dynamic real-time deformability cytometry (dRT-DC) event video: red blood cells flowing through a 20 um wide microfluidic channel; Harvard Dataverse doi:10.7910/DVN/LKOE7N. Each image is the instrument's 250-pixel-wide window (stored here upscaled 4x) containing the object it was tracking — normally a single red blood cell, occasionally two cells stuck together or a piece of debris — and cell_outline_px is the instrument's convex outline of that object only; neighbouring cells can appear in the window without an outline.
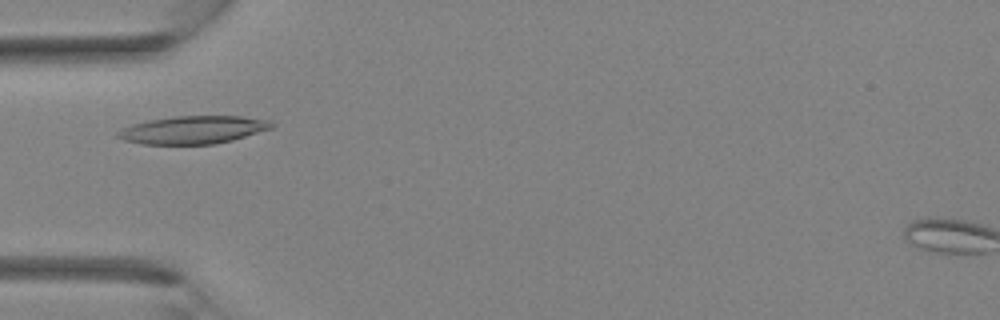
{"species": "Egyptian fruit bat (a non-hibernating species)", "species_latin": "Rousettus aegyptiacus", "temperature_condition": "room temperature", "stored_images_in_passage": 33, "camera_frame_rate_fps": 3000, "um_per_image_px": 0.085, "animal": {"sex": "female"}, "frame": {"image": 1, "passage_image": 9, "time_ms": 2.667, "image_size_px": [1000, 320], "cell_outline_px": [[276, 124], [272, 128], [232, 140], [212, 144], [140, 144], [124, 140], [116, 136], [116, 132], [120, 128], [132, 124], [148, 120], [176, 116], [240, 116], [272, 120]], "centroid_in_image_um": [16.4, 11.03], "position_along_channel_um": 68.6, "area_um2": 25.09}}
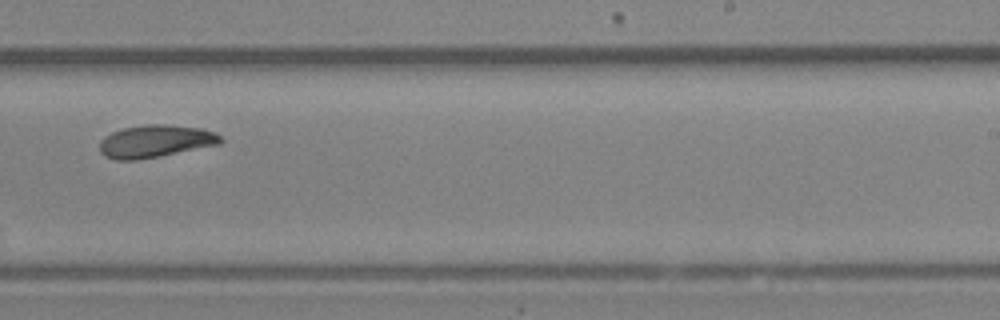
{"frame": {"image": 2, "passage_image": 20, "time_ms": 6.333, "image_size_px": [1000, 320], "cell_outline_px": [[224, 140], [220, 144], [160, 156], [136, 160], [116, 160], [104, 156], [100, 152], [100, 140], [104, 136], [112, 132], [124, 128], [148, 124], [164, 124], [200, 128], [216, 132]], "centroid_in_image_um": [13.2, 12.01], "position_along_channel_um": 275.8, "area_um2": 22.95}}
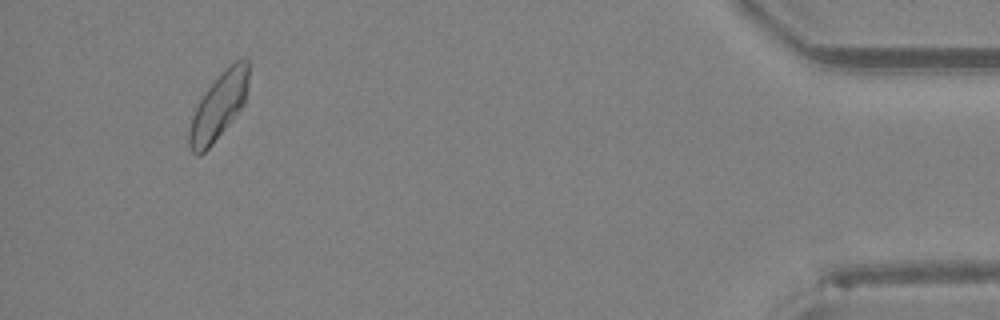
{"frame": {"image": 3, "passage_image": 31, "time_ms": 10.0, "image_size_px": [1000, 320], "cell_outline_px": [[248, 88], [244, 104], [212, 144], [200, 156], [196, 156], [192, 152], [188, 144], [188, 132], [192, 116], [200, 100], [208, 88], [240, 56], [244, 56], [248, 60]], "centroid_in_image_um": [18.59, 9.05], "position_along_channel_um": 416.6, "area_um2": 22.48}}